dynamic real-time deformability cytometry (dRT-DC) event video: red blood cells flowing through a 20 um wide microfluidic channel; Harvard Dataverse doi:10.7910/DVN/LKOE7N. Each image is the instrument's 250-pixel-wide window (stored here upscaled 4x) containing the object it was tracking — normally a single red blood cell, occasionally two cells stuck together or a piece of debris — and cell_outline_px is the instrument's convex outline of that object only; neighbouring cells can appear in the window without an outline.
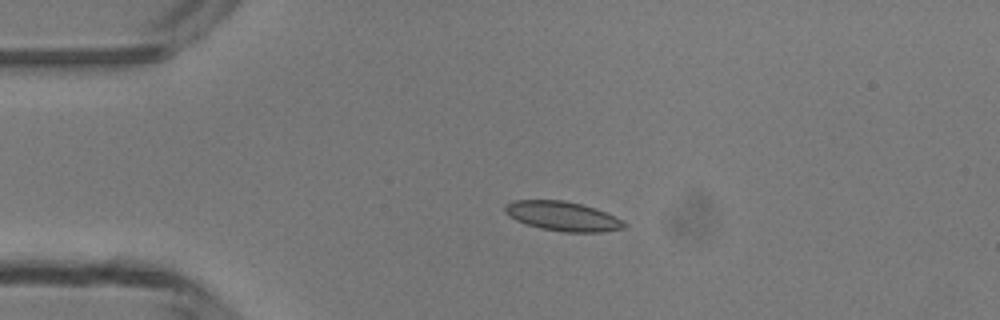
{"species": "common noctule bat (a hibernating species)", "species_latin": "Nyctalus noctula", "temperature_condition": "room temperature", "stored_images_in_passage": 5, "camera_frame_rate_fps": 3000, "um_per_image_px": 0.085, "animal": {"sex": "male", "body_mass_g": 13.3}, "frame": {"image": 1, "passage_image": 4, "time_ms": 3.333, "image_size_px": [1000, 320], "cell_outline_px": [[628, 224], [624, 228], [600, 232], [564, 232], [540, 228], [516, 220], [508, 216], [504, 212], [504, 204], [512, 200], [564, 200], [596, 208], [616, 216], [624, 220]], "centroid_in_image_um": [47.83, 18.37], "position_along_channel_um": 37.2, "area_um2": 20.63}}